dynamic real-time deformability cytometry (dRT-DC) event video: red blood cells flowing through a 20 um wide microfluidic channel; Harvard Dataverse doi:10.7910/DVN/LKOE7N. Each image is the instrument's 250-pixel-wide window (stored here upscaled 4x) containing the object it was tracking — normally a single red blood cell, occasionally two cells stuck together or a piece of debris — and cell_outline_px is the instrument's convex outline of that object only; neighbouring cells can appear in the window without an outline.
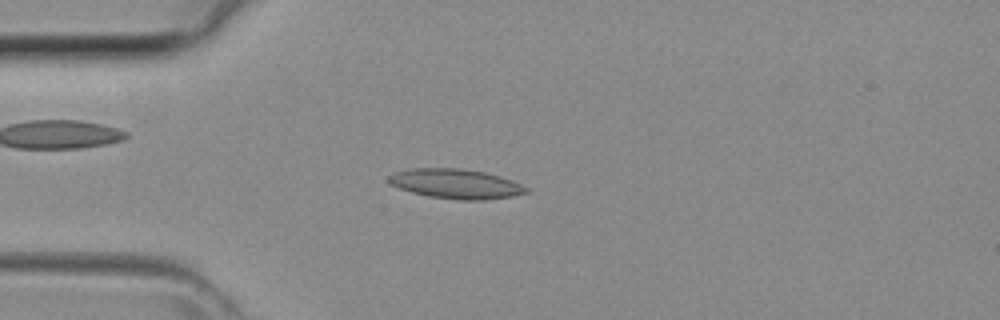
{"species": "common noctule bat (a hibernating species)", "species_latin": "Nyctalus noctula", "temperature_condition": "room temperature", "stored_images_in_passage": 42, "camera_frame_rate_fps": 3000, "um_per_image_px": 0.085, "animal": {"sex": "female", "body_mass_g": 29.2, "forearm_length_mm": 56.3}, "frame": {"image": 1, "passage_image": 10, "time_ms": 3.0, "image_size_px": [1000, 320], "cell_outline_px": [[528, 192], [512, 196], [484, 200], [460, 200], [428, 196], [412, 192], [400, 188], [392, 184], [388, 180], [388, 176], [396, 172], [408, 168], [460, 168], [484, 172], [500, 176], [512, 180], [528, 188]], "centroid_in_image_um": [38.75, 15.62], "position_along_channel_um": 46.2, "area_um2": 23.64}}
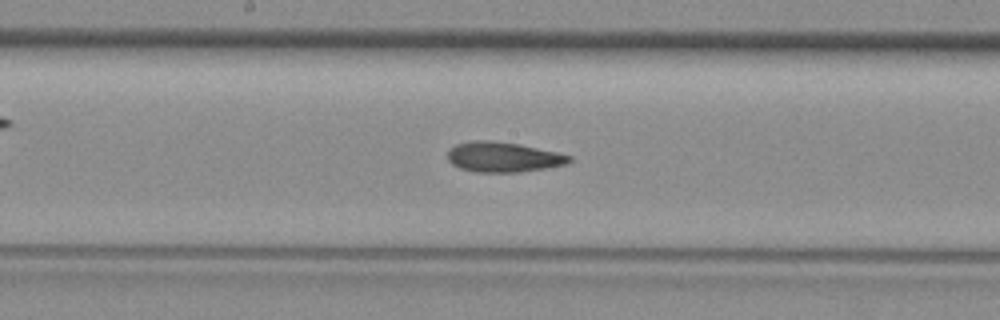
{"frame": {"image": 2, "passage_image": 21, "time_ms": 6.667, "image_size_px": [1000, 320], "cell_outline_px": [[572, 160], [568, 164], [520, 172], [476, 172], [460, 168], [452, 164], [448, 160], [448, 152], [456, 144], [472, 140], [488, 140], [516, 144], [556, 152], [572, 156]], "centroid_in_image_um": [42.77, 13.35], "position_along_channel_um": 205.4, "area_um2": 21.1}}
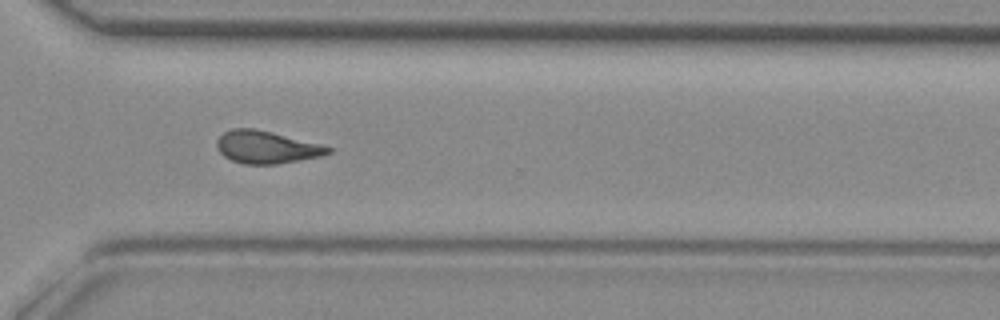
{"frame": {"image": 3, "passage_image": 30, "time_ms": 9.667, "image_size_px": [1000, 320], "cell_outline_px": [[332, 152], [320, 156], [300, 160], [276, 164], [244, 164], [232, 160], [224, 156], [220, 152], [216, 144], [216, 140], [224, 132], [232, 128], [252, 128], [272, 132], [320, 144], [332, 148]], "centroid_in_image_um": [22.63, 12.51], "position_along_channel_um": 348.0, "area_um2": 20.92}}